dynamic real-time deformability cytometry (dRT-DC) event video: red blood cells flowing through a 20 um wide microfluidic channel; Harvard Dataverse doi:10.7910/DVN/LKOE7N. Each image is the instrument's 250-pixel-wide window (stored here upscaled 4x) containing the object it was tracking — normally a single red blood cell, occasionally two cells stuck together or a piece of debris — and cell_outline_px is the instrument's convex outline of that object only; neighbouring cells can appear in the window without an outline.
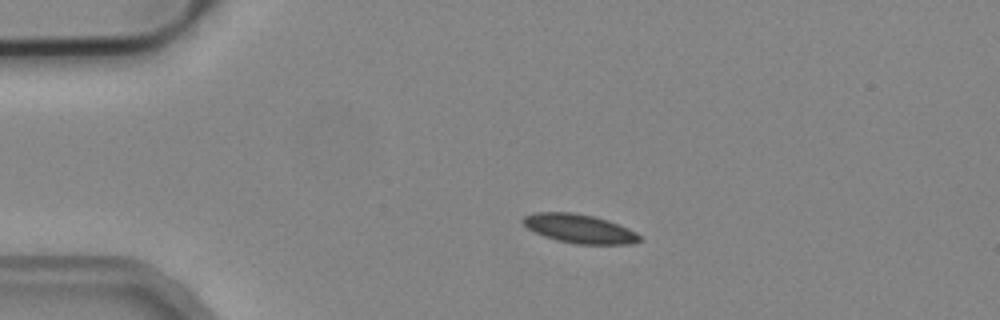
{"species": "common noctule bat (a hibernating species)", "species_latin": "Nyctalus noctula", "temperature_condition": "cold", "stored_images_in_passage": 43, "camera_frame_rate_fps": 3000, "um_per_image_px": 0.085, "animal": {"sex": "male", "body_mass_g": 19.2, "forearm_length_mm": 51.8}, "frame": {"image": 1, "passage_image": 1, "time_ms": 0.0, "image_size_px": [1000, 320], "cell_outline_px": [[640, 240], [632, 244], [576, 244], [556, 240], [544, 236], [528, 228], [520, 220], [524, 216], [536, 212], [572, 212], [592, 216], [608, 220], [628, 228], [636, 232], [640, 236]], "centroid_in_image_um": [49.24, 19.43], "position_along_channel_um": 35.8, "area_um2": 19.54}}
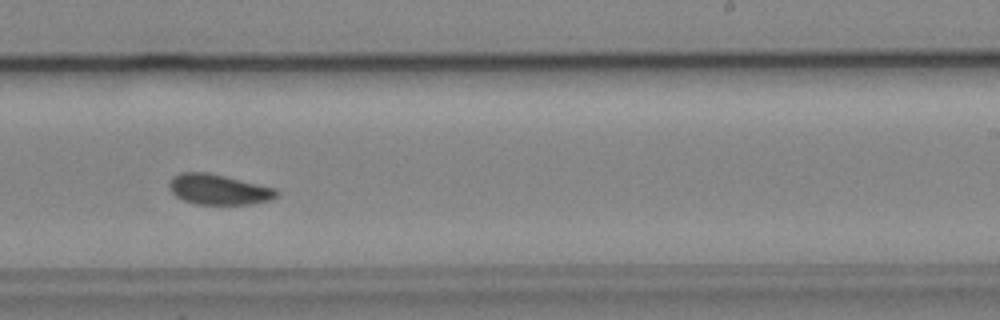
{"frame": {"image": 2, "passage_image": 23, "time_ms": 7.333, "image_size_px": [1000, 320], "cell_outline_px": [[280, 192], [272, 200], [252, 204], [196, 204], [184, 200], [176, 196], [168, 188], [168, 184], [172, 176], [180, 172], [208, 172], [276, 188]], "centroid_in_image_um": [18.58, 16.1], "position_along_channel_um": 270.4, "area_um2": 19.13}}
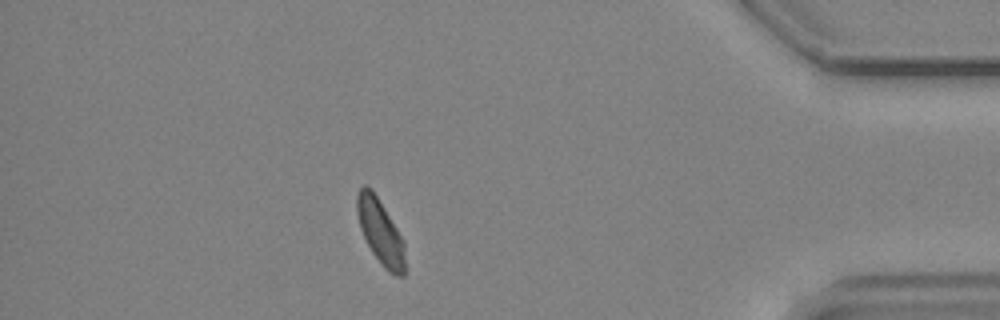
{"frame": {"image": 3, "passage_image": 37, "time_ms": 12.0, "image_size_px": [1000, 320], "cell_outline_px": [[404, 276], [396, 276], [388, 272], [384, 268], [372, 252], [360, 228], [356, 212], [356, 196], [360, 188], [364, 184], [372, 188], [404, 240]], "centroid_in_image_um": [32.32, 19.68], "position_along_channel_um": 402.9, "area_um2": 18.15}, "authors_computed_cell_mechanics": {"area_um2": 19.1318, "velocity_mm_per_s": 3.78, "shape_relaxation_time_tau1_ms": null, "shape_relaxation_time_tau2_ms": 6.5622, "deformation_change_tau1": null, "deformation_change_tau2": 0.0814}}